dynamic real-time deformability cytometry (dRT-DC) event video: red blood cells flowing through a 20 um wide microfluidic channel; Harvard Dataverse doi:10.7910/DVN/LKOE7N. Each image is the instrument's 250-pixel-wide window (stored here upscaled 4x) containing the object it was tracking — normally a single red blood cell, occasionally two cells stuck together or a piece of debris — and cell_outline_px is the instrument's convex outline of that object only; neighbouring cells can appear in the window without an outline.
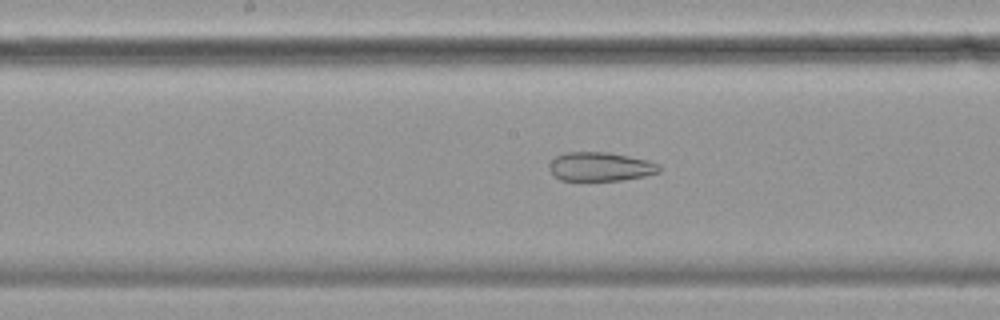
{"species": "common noctule bat (a hibernating species)", "species_latin": "Nyctalus noctula", "temperature_condition": "cold", "stored_images_in_passage": 57, "camera_frame_rate_fps": 3000, "um_per_image_px": 0.085, "animal": {"sex": "female", "body_mass_g": 19.9}, "frame": {"image": 1, "passage_image": 28, "time_ms": 9.0, "image_size_px": [1000, 320], "cell_outline_px": [[660, 172], [644, 176], [624, 180], [560, 180], [548, 168], [548, 164], [556, 156], [564, 152], [608, 152], [648, 160], [660, 164]], "centroid_in_image_um": [51.04, 14.16], "position_along_channel_um": 197.2, "area_um2": 18.55}}
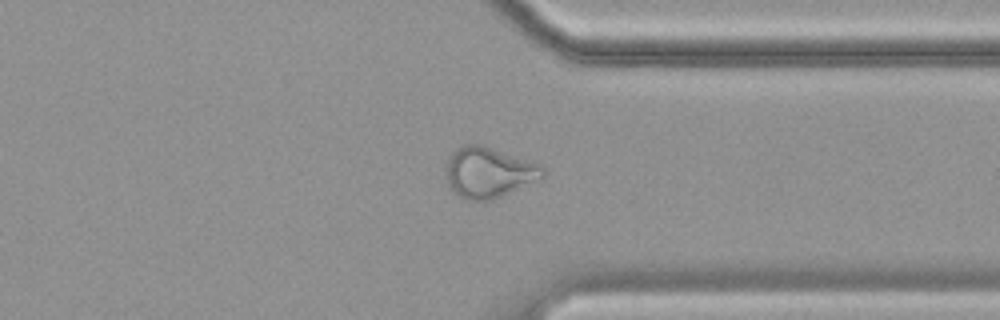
{"frame": {"image": 2, "passage_image": 43, "time_ms": 14.0, "image_size_px": [1000, 320], "cell_outline_px": [[544, 176], [492, 200], [468, 200], [460, 196], [448, 188], [448, 156], [452, 152], [464, 144], [484, 144], [540, 164], [544, 168]], "centroid_in_image_um": [41.53, 14.63], "position_along_channel_um": 369.9, "area_um2": 28.21}}
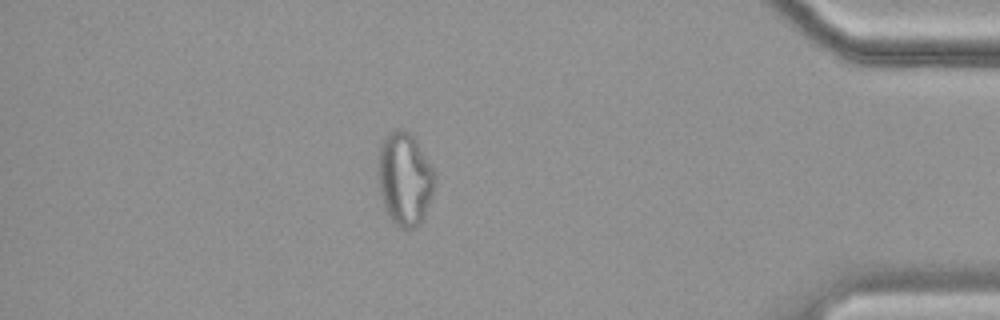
{"frame": {"image": 3, "passage_image": 49, "time_ms": 16.0, "image_size_px": [1000, 320], "cell_outline_px": [[436, 176], [432, 192], [424, 216], [420, 224], [416, 228], [400, 228], [388, 216], [380, 192], [376, 176], [380, 144], [396, 128], [400, 128], [412, 132], [432, 164], [436, 172]], "centroid_in_image_um": [34.4, 15.17], "position_along_channel_um": 400.8, "area_um2": 31.15}}